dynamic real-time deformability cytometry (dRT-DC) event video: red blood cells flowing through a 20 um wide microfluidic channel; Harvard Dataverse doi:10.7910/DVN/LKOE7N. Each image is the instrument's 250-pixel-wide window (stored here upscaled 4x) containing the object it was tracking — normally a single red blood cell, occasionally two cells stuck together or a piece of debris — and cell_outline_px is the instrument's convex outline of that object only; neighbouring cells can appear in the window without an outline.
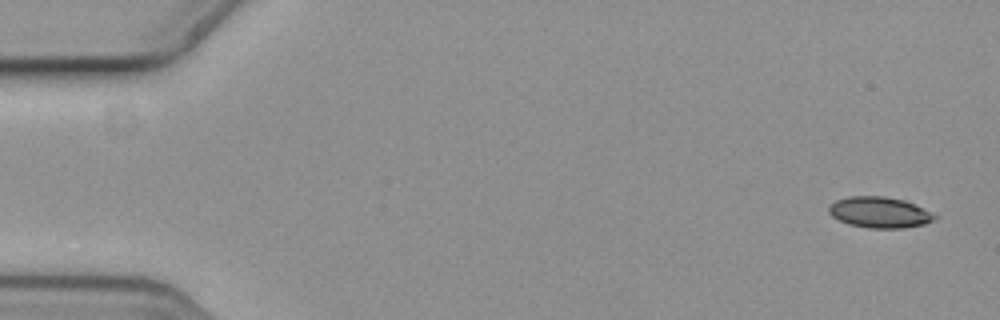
{"species": "common noctule bat (a hibernating species)", "species_latin": "Nyctalus noctula", "temperature_condition": "cold", "stored_images_in_passage": 16, "camera_frame_rate_fps": 3000, "um_per_image_px": 0.085, "animal": {"sex": "female", "body_mass_g": 19.3, "forearm_length_mm": 54.1}, "frame": {"image": 1, "passage_image": 1, "time_ms": 0.0, "image_size_px": [1000, 320], "cell_outline_px": [[936, 220], [924, 224], [904, 228], [868, 228], [848, 224], [832, 216], [828, 212], [828, 208], [836, 200], [848, 196], [884, 196], [904, 200], [936, 216]], "centroid_in_image_um": [74.72, 18.06], "position_along_channel_um": 10.3, "area_um2": 18.84}}
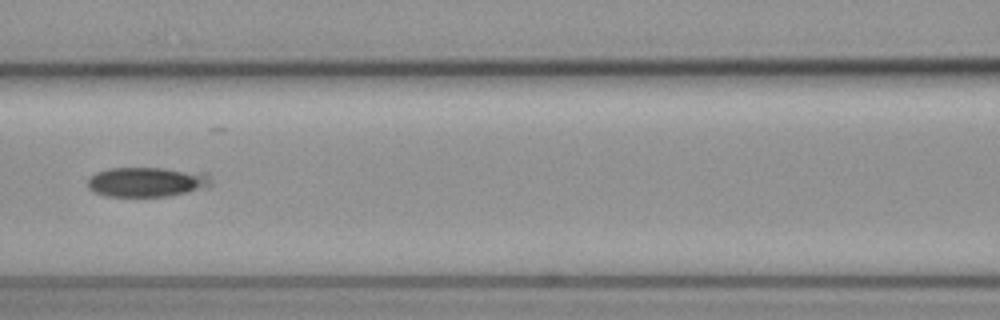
{"frame": {"image": 2, "passage_image": 7, "time_ms": 2.0, "image_size_px": [1000, 320], "cell_outline_px": [[212, 184], [208, 188], [168, 196], [104, 196], [88, 188], [88, 176], [96, 172], [108, 168], [164, 168], [208, 172]], "centroid_in_image_um": [12.52, 15.45], "position_along_channel_um": 154.1, "area_um2": 21.73}}
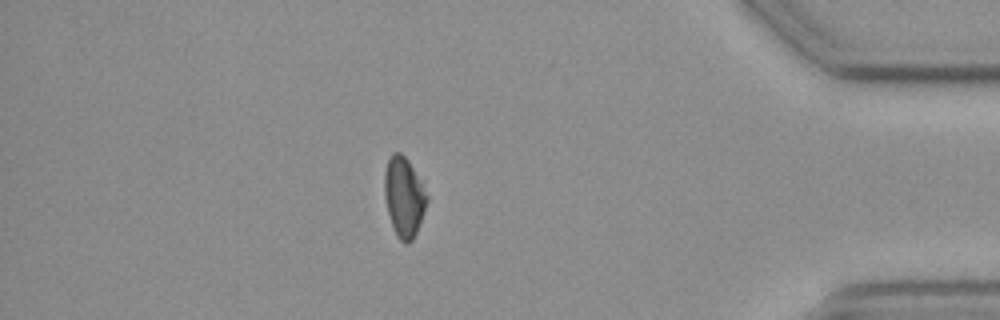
{"frame": {"image": 3, "passage_image": 14, "time_ms": 4.333, "image_size_px": [1000, 320], "cell_outline_px": [[428, 200], [424, 212], [416, 232], [412, 240], [408, 244], [400, 240], [396, 236], [392, 228], [384, 196], [384, 172], [388, 160], [392, 152], [400, 152], [408, 160], [428, 196]], "centroid_in_image_um": [34.31, 16.75], "position_along_channel_um": 400.9, "area_um2": 19.59}}